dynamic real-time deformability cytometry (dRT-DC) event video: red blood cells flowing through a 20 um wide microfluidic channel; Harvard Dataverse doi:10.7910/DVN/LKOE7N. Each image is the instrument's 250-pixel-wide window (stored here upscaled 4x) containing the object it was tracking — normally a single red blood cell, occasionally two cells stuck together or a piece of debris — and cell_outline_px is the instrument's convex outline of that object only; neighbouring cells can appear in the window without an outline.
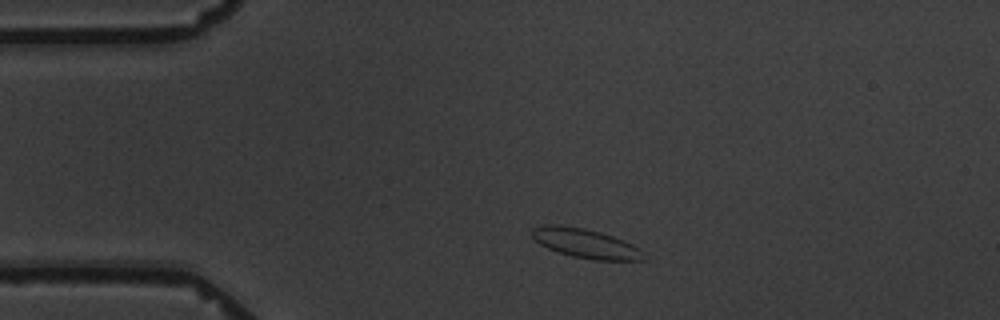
{"species": "common noctule bat (a hibernating species)", "species_latin": "Nyctalus noctula", "temperature_condition": "warm", "stored_images_in_passage": 2, "camera_frame_rate_fps": 3000, "um_per_image_px": 0.085, "animal": {"sex": "male", "body_mass_g": 19.5, "forearm_length_mm": 54.6}, "frame": {"image": 1, "passage_image": 1, "time_ms": 0.0, "image_size_px": [1000, 320], "cell_outline_px": [[648, 260], [592, 260], [572, 256], [548, 248], [540, 244], [532, 236], [532, 228], [544, 224], [556, 224], [584, 228], [600, 232], [624, 240], [632, 244], [644, 252]], "centroid_in_image_um": [49.8, 20.69], "position_along_channel_um": 35.2, "area_um2": 19.13}}